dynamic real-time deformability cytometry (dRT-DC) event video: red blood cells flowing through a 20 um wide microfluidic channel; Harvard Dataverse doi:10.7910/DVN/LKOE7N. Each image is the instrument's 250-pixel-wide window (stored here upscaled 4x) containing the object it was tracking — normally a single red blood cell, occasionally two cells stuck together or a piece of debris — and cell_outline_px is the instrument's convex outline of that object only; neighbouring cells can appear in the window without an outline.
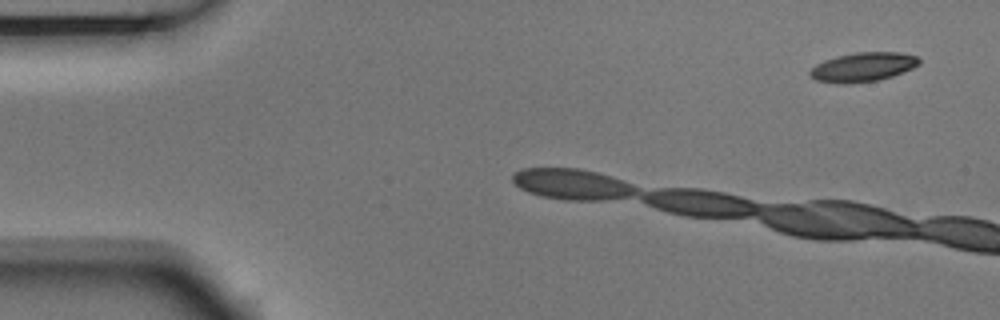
{"species": "Egyptian fruit bat (a non-hibernating species)", "species_latin": "Rousettus aegyptiacus", "temperature_condition": "room temperature", "stored_images_in_passage": 3, "camera_frame_rate_fps": 3000, "um_per_image_px": 0.085, "animal": {"sex": "male"}, "frame": {"image": 1, "passage_image": 1, "time_ms": 0.0, "image_size_px": [1000, 320], "cell_outline_px": [[920, 64], [912, 68], [892, 76], [876, 80], [844, 84], [816, 80], [808, 76], [808, 72], [816, 64], [824, 60], [836, 56], [856, 52], [900, 52], [916, 56], [920, 60]], "centroid_in_image_um": [73.32, 5.69], "position_along_channel_um": 11.7, "area_um2": 18.5}}